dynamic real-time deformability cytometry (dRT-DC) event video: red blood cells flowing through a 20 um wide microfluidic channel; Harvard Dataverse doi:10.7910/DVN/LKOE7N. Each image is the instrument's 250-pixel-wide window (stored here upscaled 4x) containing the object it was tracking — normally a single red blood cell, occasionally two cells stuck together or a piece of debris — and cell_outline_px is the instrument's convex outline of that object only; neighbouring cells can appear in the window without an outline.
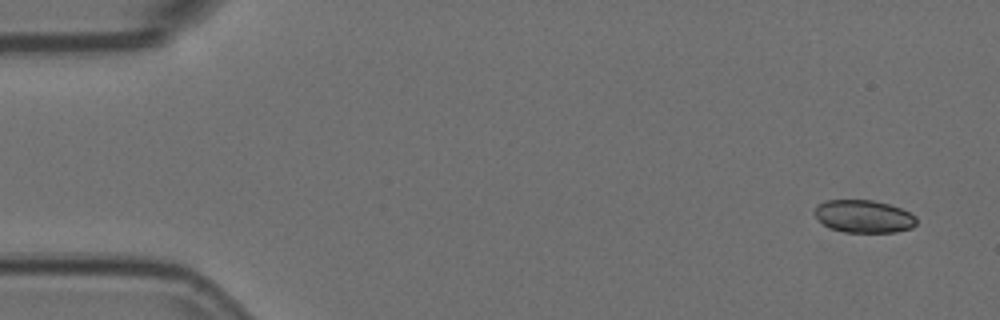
{"species": "Egyptian fruit bat (a non-hibernating species)", "species_latin": "Rousettus aegyptiacus", "temperature_condition": "room temperature", "stored_images_in_passage": 7, "camera_frame_rate_fps": 3000, "um_per_image_px": 0.085, "animal": {"sex": "female"}, "frame": {"image": 1, "passage_image": 1, "time_ms": 0.0, "image_size_px": [1000, 320], "cell_outline_px": [[916, 224], [912, 228], [896, 232], [844, 232], [828, 228], [812, 212], [816, 204], [824, 200], [872, 200], [888, 204], [900, 208], [916, 216]], "centroid_in_image_um": [73.38, 18.39], "position_along_channel_um": 11.6, "area_um2": 19.54}}
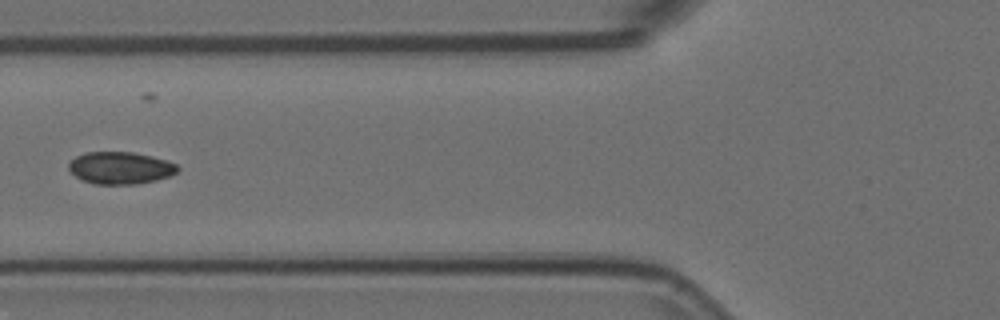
{"frame": {"image": 2, "passage_image": 5, "time_ms": 1.333, "image_size_px": [1000, 320], "cell_outline_px": [[180, 168], [176, 172], [168, 176], [156, 180], [136, 184], [96, 184], [80, 180], [68, 168], [68, 164], [76, 156], [84, 152], [132, 152], [152, 156], [176, 164]], "centroid_in_image_um": [10.2, 14.27], "position_along_channel_um": 115.6, "area_um2": 20.35}}